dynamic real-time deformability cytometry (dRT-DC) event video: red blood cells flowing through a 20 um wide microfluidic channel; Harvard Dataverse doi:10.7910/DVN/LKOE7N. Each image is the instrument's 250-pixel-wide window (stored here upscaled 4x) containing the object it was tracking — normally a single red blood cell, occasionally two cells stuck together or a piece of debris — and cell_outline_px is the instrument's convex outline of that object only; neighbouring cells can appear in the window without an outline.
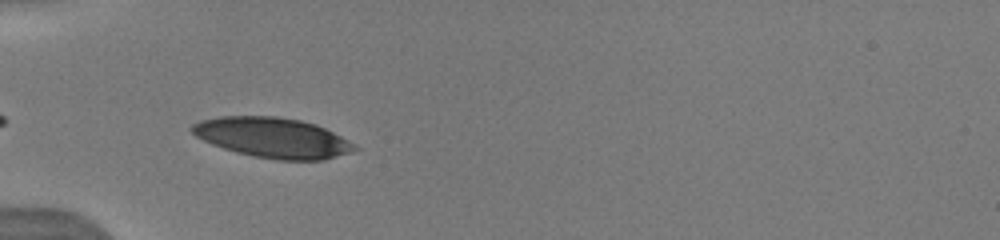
{"species": "human", "species_latin": "Homo sapiens", "temperature_condition": "warm", "stored_images_in_passage": 6, "camera_frame_rate_fps": 3000, "um_per_image_px": 0.085, "donor": {"sex": "male"}, "frame": {"image": 1, "passage_image": 5, "time_ms": 3.333, "image_size_px": [1000, 240], "cell_outline_px": [[360, 148], [352, 152], [324, 160], [280, 160], [252, 156], [236, 152], [212, 144], [196, 136], [188, 128], [192, 124], [200, 120], [220, 116], [276, 116], [300, 120], [316, 124], [356, 144]], "centroid_in_image_um": [23.18, 11.7], "position_along_channel_um": 61.8, "area_um2": 38.15}}
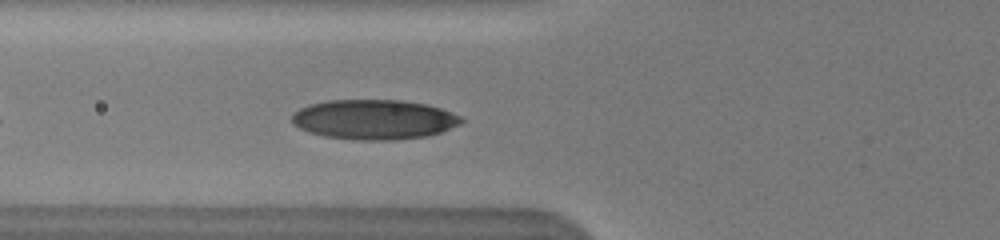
{"frame": {"image": 2, "passage_image": 6, "time_ms": 4.333, "image_size_px": [1000, 240], "cell_outline_px": [[464, 120], [460, 124], [440, 132], [428, 136], [392, 140], [356, 140], [324, 136], [308, 132], [292, 124], [292, 116], [300, 108], [308, 104], [328, 100], [400, 100], [428, 104], [452, 112], [460, 116]], "centroid_in_image_um": [31.79, 10.15], "position_along_channel_um": 94.0, "area_um2": 39.42}}